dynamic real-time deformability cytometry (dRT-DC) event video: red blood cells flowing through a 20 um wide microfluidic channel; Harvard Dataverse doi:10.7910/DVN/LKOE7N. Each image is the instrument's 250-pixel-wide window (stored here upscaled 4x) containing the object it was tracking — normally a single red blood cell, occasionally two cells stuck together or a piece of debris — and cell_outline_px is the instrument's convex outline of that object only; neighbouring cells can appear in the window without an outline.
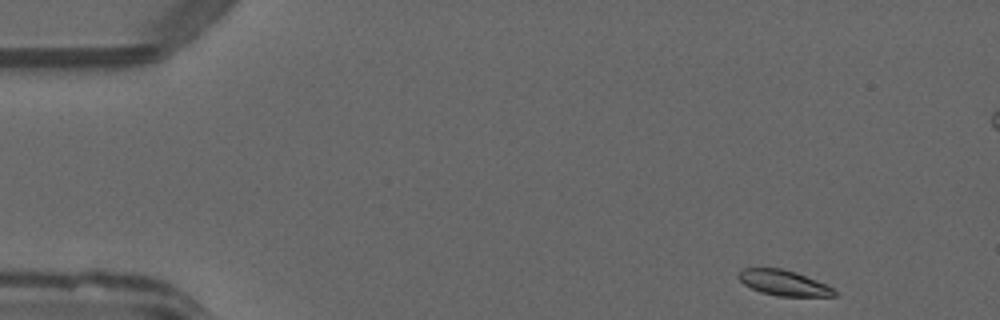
{"species": "common noctule bat (a hibernating species)", "species_latin": "Nyctalus noctula", "temperature_condition": "warm", "stored_images_in_passage": 10, "camera_frame_rate_fps": 3000, "um_per_image_px": 0.085, "animal": {"sex": "male", "forearm_length_mm": 52.5}, "frame": {"image": 1, "passage_image": 1, "time_ms": 0.0, "image_size_px": [1000, 320], "cell_outline_px": [[836, 296], [776, 296], [760, 292], [744, 284], [736, 276], [744, 268], [780, 268], [796, 272], [828, 284], [836, 292]], "centroid_in_image_um": [66.63, 24.04], "position_along_channel_um": 18.4, "area_um2": 14.22}}